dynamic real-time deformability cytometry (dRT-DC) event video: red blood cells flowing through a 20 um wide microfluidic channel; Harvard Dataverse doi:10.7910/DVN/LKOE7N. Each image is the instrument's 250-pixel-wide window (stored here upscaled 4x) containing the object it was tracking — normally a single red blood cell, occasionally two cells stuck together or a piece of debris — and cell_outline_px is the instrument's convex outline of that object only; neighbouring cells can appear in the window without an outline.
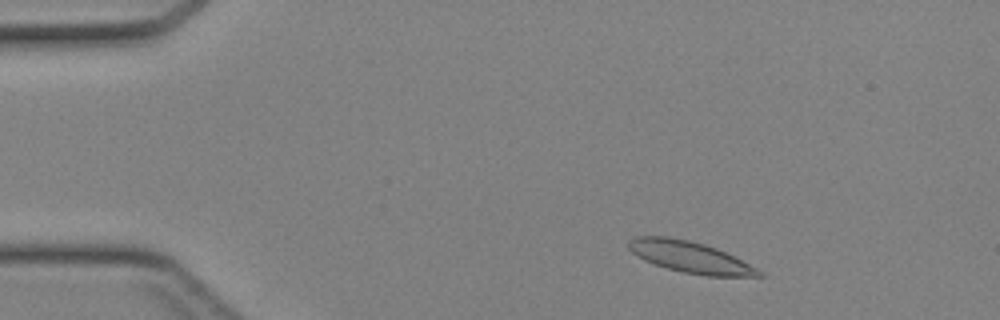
{"species": "Egyptian fruit bat (a non-hibernating species)", "species_latin": "Rousettus aegyptiacus", "temperature_condition": "cold", "stored_images_in_passage": 35, "camera_frame_rate_fps": 3000, "um_per_image_px": 0.085, "animal": {"sex": "female"}, "frame": {"image": 1, "passage_image": 4, "time_ms": 1.0, "image_size_px": [1000, 320], "cell_outline_px": [[764, 276], [704, 276], [684, 272], [668, 268], [644, 260], [632, 252], [628, 248], [628, 240], [636, 236], [668, 236], [688, 240], [704, 244], [716, 248], [764, 272]], "centroid_in_image_um": [58.62, 21.84], "position_along_channel_um": 26.4, "area_um2": 23.47}}
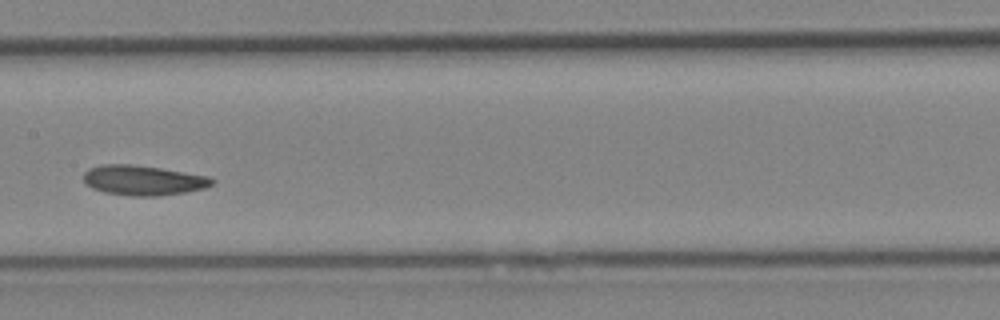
{"frame": {"image": 2, "passage_image": 20, "time_ms": 6.333, "image_size_px": [1000, 320], "cell_outline_px": [[216, 180], [212, 184], [204, 188], [184, 192], [160, 196], [132, 196], [104, 192], [92, 188], [84, 184], [84, 172], [88, 168], [104, 164], [132, 164], [160, 168], [208, 176]], "centroid_in_image_um": [12.14, 15.32], "position_along_channel_um": 195.3, "area_um2": 22.43}}
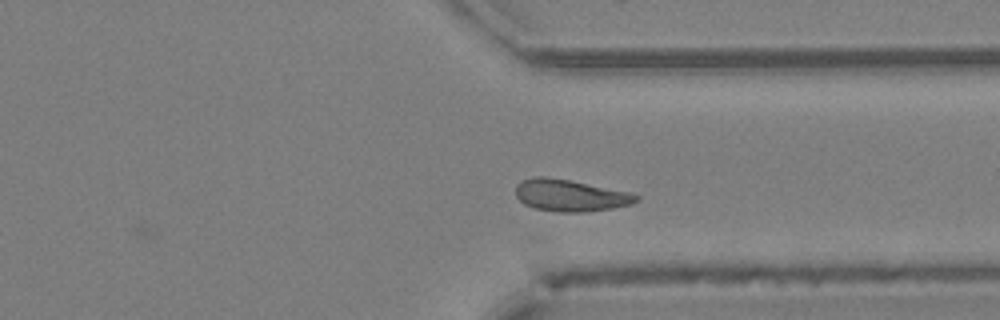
{"frame": {"image": 3, "passage_image": 31, "time_ms": 10.0, "image_size_px": [1000, 320], "cell_outline_px": [[640, 200], [632, 204], [612, 208], [584, 212], [556, 212], [536, 208], [524, 204], [516, 196], [516, 184], [520, 180], [536, 176], [544, 176], [568, 180], [628, 192], [640, 196]], "centroid_in_image_um": [48.45, 16.61], "position_along_channel_um": 363.0, "area_um2": 22.25}}